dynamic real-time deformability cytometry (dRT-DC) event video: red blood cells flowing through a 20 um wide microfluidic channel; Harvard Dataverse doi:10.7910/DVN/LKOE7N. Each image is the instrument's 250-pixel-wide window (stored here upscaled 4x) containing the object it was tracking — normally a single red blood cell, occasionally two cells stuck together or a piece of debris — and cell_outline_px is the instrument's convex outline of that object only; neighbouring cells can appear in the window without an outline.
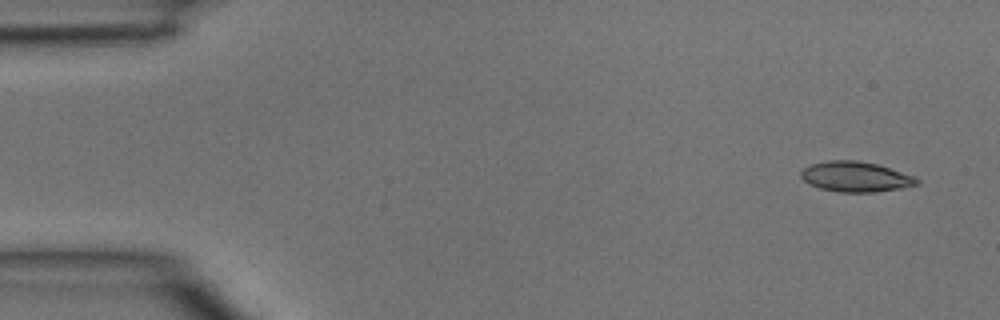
{"species": "common noctule bat (a hibernating species)", "species_latin": "Nyctalus noctula", "temperature_condition": "room temperature", "stored_images_in_passage": 3, "camera_frame_rate_fps": 3000, "um_per_image_px": 0.085, "animal": {"sex": "male", "body_mass_g": 15.6}, "frame": {"image": 1, "passage_image": 1, "time_ms": 0.0, "image_size_px": [1000, 320], "cell_outline_px": [[920, 184], [904, 188], [876, 192], [836, 192], [820, 188], [804, 180], [800, 176], [800, 172], [804, 168], [812, 164], [828, 160], [856, 160], [876, 164], [912, 176], [920, 180]], "centroid_in_image_um": [72.73, 15.03], "position_along_channel_um": 12.3, "area_um2": 20.29}}
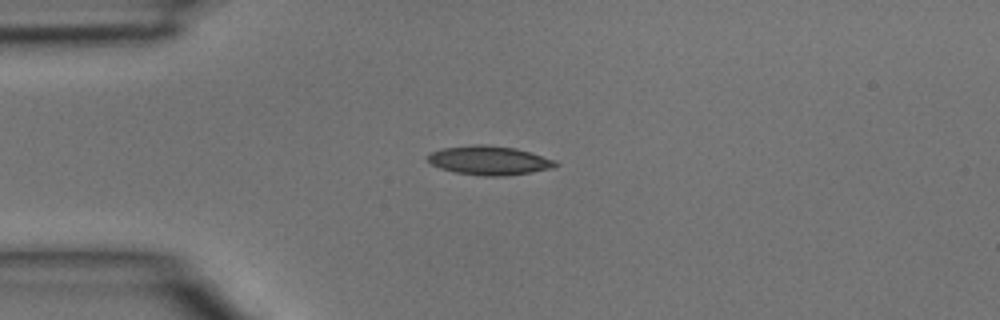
{"frame": {"image": 2, "passage_image": 3, "time_ms": 0.667, "image_size_px": [1000, 320], "cell_outline_px": [[560, 164], [552, 168], [532, 172], [504, 176], [484, 176], [456, 172], [440, 168], [432, 164], [428, 160], [428, 156], [432, 152], [444, 148], [476, 144], [484, 144], [516, 148], [556, 160]], "centroid_in_image_um": [41.63, 13.64], "position_along_channel_um": 43.4, "area_um2": 21.44}}